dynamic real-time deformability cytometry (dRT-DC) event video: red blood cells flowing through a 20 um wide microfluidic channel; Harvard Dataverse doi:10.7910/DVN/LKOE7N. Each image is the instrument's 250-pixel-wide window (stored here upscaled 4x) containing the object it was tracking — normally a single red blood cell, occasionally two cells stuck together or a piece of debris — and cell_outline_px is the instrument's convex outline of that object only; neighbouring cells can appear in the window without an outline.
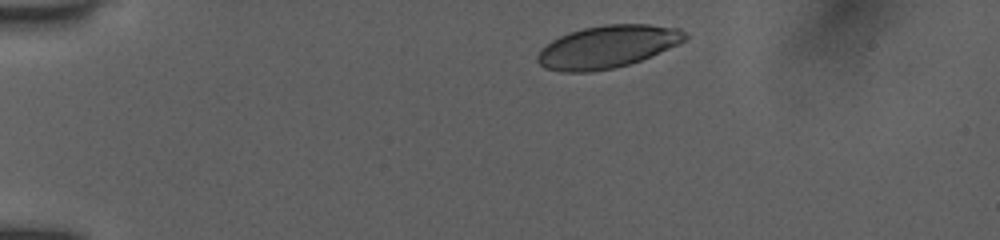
{"species": "human", "species_latin": "Homo sapiens", "temperature_condition": "room temperature", "stored_images_in_passage": 3, "camera_frame_rate_fps": 3000, "um_per_image_px": 0.085, "donor": {"sex": "female"}, "frame": {"image": 1, "passage_image": 1, "time_ms": 0.0, "image_size_px": [1000, 240], "cell_outline_px": [[688, 36], [680, 44], [652, 56], [628, 64], [612, 68], [592, 72], [564, 72], [544, 68], [536, 60], [536, 56], [540, 48], [552, 40], [568, 32], [584, 28], [604, 24], [648, 24], [680, 28]], "centroid_in_image_um": [51.62, 3.97], "position_along_channel_um": 33.4, "area_um2": 36.76}}